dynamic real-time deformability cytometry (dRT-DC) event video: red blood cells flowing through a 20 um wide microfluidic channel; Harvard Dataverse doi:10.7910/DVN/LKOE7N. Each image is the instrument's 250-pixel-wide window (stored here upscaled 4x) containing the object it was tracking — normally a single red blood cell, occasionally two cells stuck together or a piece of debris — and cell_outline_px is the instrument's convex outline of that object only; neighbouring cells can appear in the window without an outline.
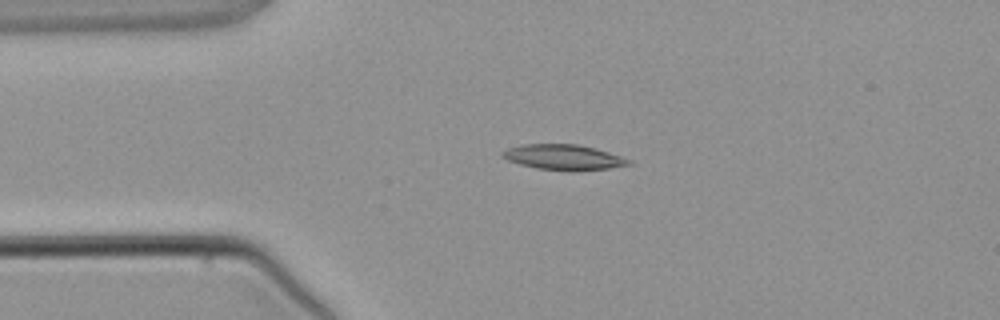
{"species": "common noctule bat (a hibernating species)", "species_latin": "Nyctalus noctula", "temperature_condition": "warm", "stored_images_in_passage": 3, "camera_frame_rate_fps": 3000, "um_per_image_px": 0.085, "animal": {"sex": "male", "body_mass_g": 21.5, "forearm_length_mm": 52.0}, "frame": {"image": 1, "passage_image": 3, "time_ms": 2.333, "image_size_px": [1000, 320], "cell_outline_px": [[632, 164], [608, 168], [536, 168], [520, 164], [508, 160], [500, 156], [500, 152], [508, 148], [520, 144], [576, 144], [596, 148], [632, 160]], "centroid_in_image_um": [47.84, 13.31], "position_along_channel_um": 37.2, "area_um2": 17.8}}